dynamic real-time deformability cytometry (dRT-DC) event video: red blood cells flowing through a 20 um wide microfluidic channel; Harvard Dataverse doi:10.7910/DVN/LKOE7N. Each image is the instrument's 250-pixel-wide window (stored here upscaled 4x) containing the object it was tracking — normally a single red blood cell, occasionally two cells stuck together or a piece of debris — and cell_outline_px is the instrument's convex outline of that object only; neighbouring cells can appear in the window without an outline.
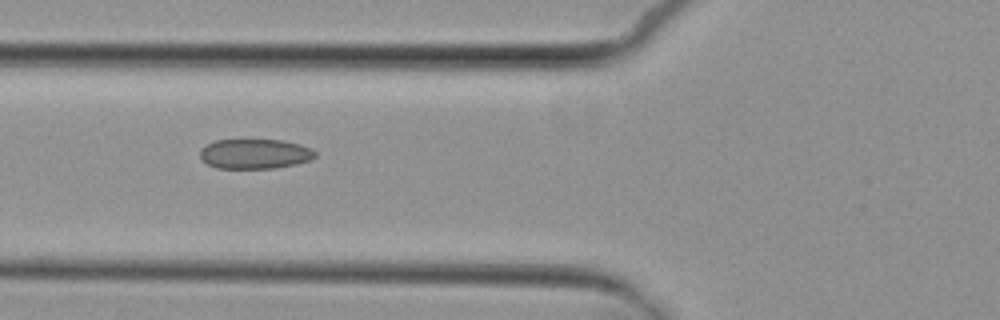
{"species": "common noctule bat (a hibernating species)", "species_latin": "Nyctalus noctula", "temperature_condition": "cold", "stored_images_in_passage": 10, "camera_frame_rate_fps": 3000, "um_per_image_px": 0.085, "animal": {"sex": "female", "body_mass_g": 29.2, "forearm_length_mm": 56.3}, "frame": {"image": 1, "passage_image": 7, "time_ms": 7.0, "image_size_px": [1000, 320], "cell_outline_px": [[316, 156], [312, 160], [296, 164], [276, 168], [216, 168], [208, 164], [200, 156], [200, 148], [216, 140], [244, 136], [284, 140], [300, 144], [312, 148], [316, 152]], "centroid_in_image_um": [21.68, 13.02], "position_along_channel_um": 104.1, "area_um2": 21.1}}
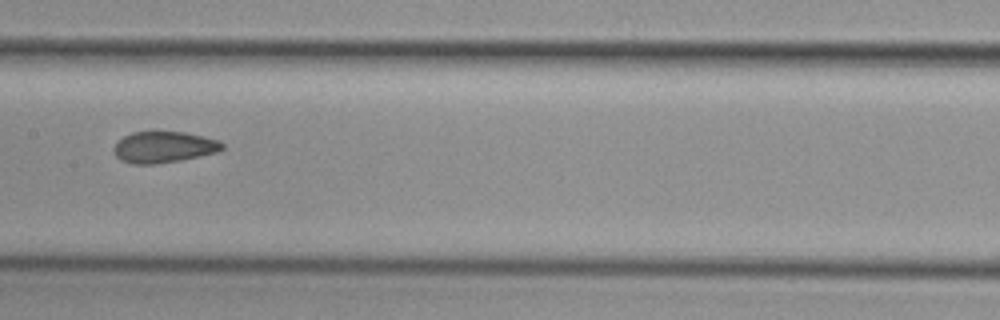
{"frame": {"image": 2, "passage_image": 9, "time_ms": 9.333, "image_size_px": [1000, 320], "cell_outline_px": [[224, 148], [220, 152], [180, 160], [152, 164], [132, 164], [120, 160], [112, 152], [112, 148], [124, 136], [132, 132], [184, 132], [220, 140], [224, 144]], "centroid_in_image_um": [13.93, 12.51], "position_along_channel_um": 193.5, "area_um2": 19.83}}
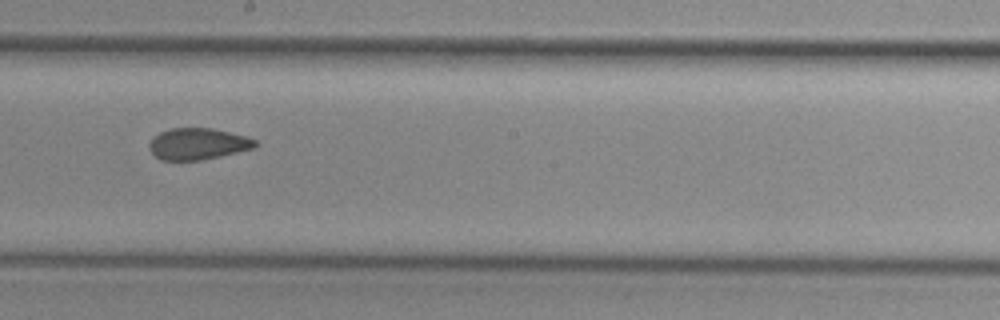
{"frame": {"image": 3, "passage_image": 10, "time_ms": 10.333, "image_size_px": [1000, 320], "cell_outline_px": [[256, 148], [220, 156], [200, 160], [160, 160], [148, 148], [148, 144], [160, 132], [172, 128], [212, 128], [248, 136], [256, 140]], "centroid_in_image_um": [16.85, 12.23], "position_along_channel_um": 231.4, "area_um2": 19.42}}